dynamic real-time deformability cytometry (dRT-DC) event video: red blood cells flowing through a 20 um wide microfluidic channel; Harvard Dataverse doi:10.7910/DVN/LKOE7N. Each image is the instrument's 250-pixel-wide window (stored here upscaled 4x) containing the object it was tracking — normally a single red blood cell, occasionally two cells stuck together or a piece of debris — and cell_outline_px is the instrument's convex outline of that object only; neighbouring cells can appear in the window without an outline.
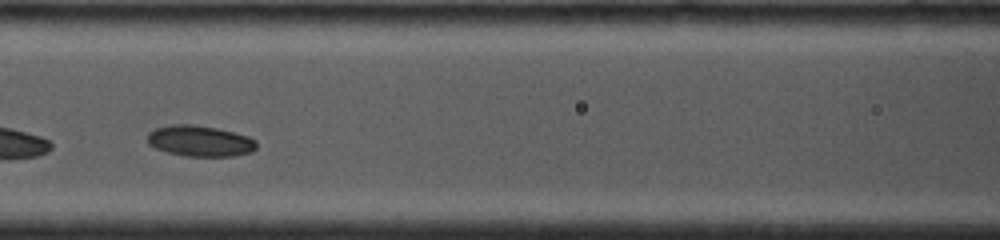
{"species": "common noctule bat (a hibernating species)", "species_latin": "Nyctalus noctula", "temperature_condition": "cold", "stored_images_in_passage": 16, "camera_frame_rate_fps": 4000, "um_per_image_px": 0.085, "animal": {"sex": "female", "body_mass_g": 19.0, "forearm_length_mm": 53.3}, "frame": {"image": 1, "passage_image": 10, "time_ms": 2.25, "image_size_px": [1000, 240], "cell_outline_px": [[256, 148], [252, 152], [232, 156], [184, 156], [168, 152], [156, 148], [148, 144], [148, 132], [156, 128], [168, 124], [192, 124], [216, 128], [248, 136], [256, 140]], "centroid_in_image_um": [16.98, 11.98], "position_along_channel_um": 149.6, "area_um2": 19.65}}
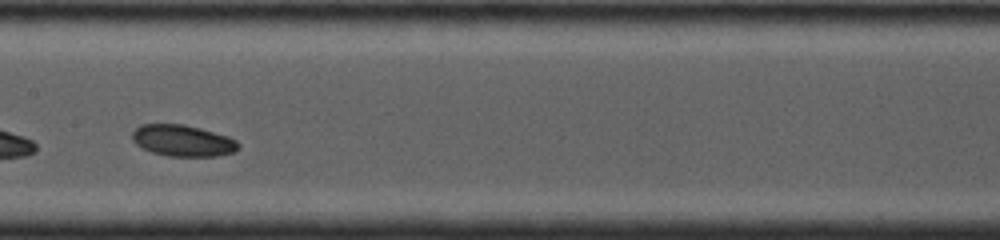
{"frame": {"image": 2, "passage_image": 14, "time_ms": 3.25, "image_size_px": [1000, 240], "cell_outline_px": [[240, 148], [232, 152], [220, 156], [168, 156], [152, 152], [136, 144], [132, 140], [132, 132], [140, 124], [184, 124], [200, 128], [228, 136], [236, 140], [240, 144]], "centroid_in_image_um": [15.55, 11.95], "position_along_channel_um": 191.9, "area_um2": 19.48}}